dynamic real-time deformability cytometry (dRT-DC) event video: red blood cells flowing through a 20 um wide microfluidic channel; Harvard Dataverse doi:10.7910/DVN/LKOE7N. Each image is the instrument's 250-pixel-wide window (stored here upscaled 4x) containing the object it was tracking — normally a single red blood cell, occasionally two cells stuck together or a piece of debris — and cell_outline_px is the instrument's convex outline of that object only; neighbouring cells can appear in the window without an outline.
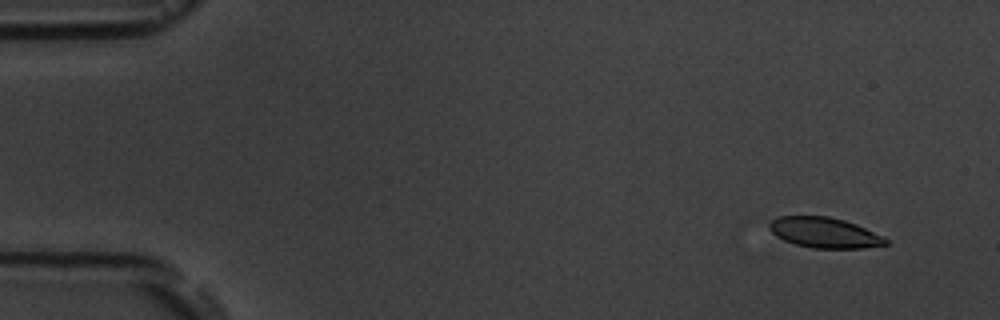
{"species": "common noctule bat (a hibernating species)", "species_latin": "Nyctalus noctula", "temperature_condition": "room temperature", "stored_images_in_passage": 5, "segment_of_instrument_passage": [1, 2], "camera_frame_rate_fps": 3000, "um_per_image_px": 0.085, "animal": {"sex": "male", "body_mass_g": 19.5, "forearm_length_mm": 54.6}, "frame": {"image": 1, "passage_image": 1, "time_ms": 0.0, "image_size_px": [1000, 320], "cell_outline_px": [[888, 244], [864, 248], [812, 248], [796, 244], [784, 240], [776, 236], [768, 228], [768, 224], [772, 220], [780, 216], [828, 216], [844, 220], [856, 224], [884, 236], [888, 240]], "centroid_in_image_um": [70.09, 19.77], "position_along_channel_um": 14.9, "area_um2": 20.63}}